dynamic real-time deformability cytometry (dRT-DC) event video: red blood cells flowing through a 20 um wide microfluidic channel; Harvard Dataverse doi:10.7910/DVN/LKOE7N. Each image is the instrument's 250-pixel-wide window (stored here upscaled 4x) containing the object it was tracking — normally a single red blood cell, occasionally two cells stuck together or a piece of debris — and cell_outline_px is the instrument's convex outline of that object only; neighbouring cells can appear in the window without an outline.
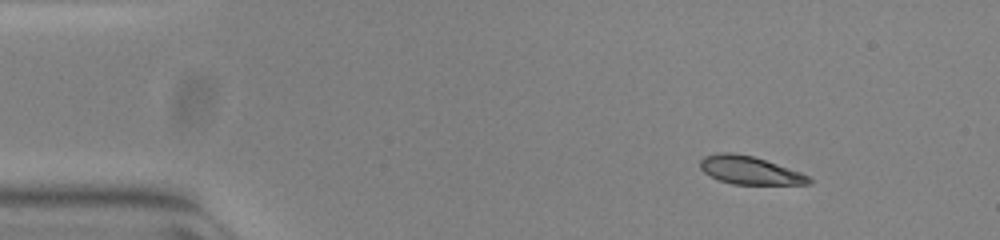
{"species": "common noctule bat (a hibernating species)", "species_latin": "Nyctalus noctula", "temperature_condition": "warm", "stored_images_in_passage": 48, "camera_frame_rate_fps": 3000, "um_per_image_px": 0.085, "animal": {"sex": "female", "body_mass_g": 23.0, "forearm_length_mm": 53.4}, "frame": {"image": 1, "passage_image": 1, "time_ms": 0.0, "image_size_px": [1000, 240], "cell_outline_px": [[812, 184], [732, 184], [720, 180], [704, 172], [700, 168], [700, 160], [704, 156], [716, 152], [732, 152], [752, 156], [800, 172], [808, 176], [812, 180]], "centroid_in_image_um": [63.69, 14.47], "position_along_channel_um": 21.3, "area_um2": 17.57}}
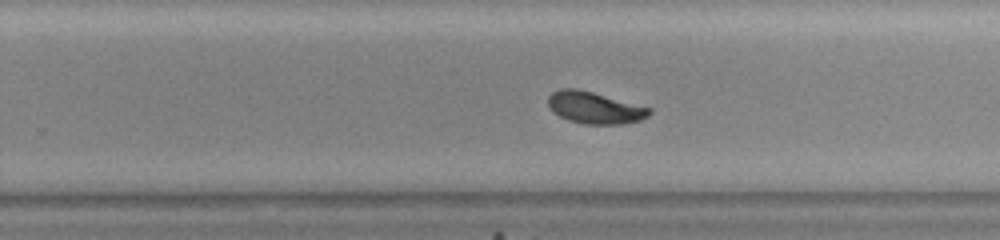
{"frame": {"image": 2, "passage_image": 28, "time_ms": 9.0, "image_size_px": [1000, 240], "cell_outline_px": [[652, 112], [648, 116], [640, 120], [620, 124], [584, 124], [568, 120], [552, 112], [548, 104], [548, 96], [552, 92], [560, 88], [576, 88], [592, 92], [652, 108]], "centroid_in_image_um": [50.53, 9.15], "position_along_channel_um": 279.3, "area_um2": 18.79}}
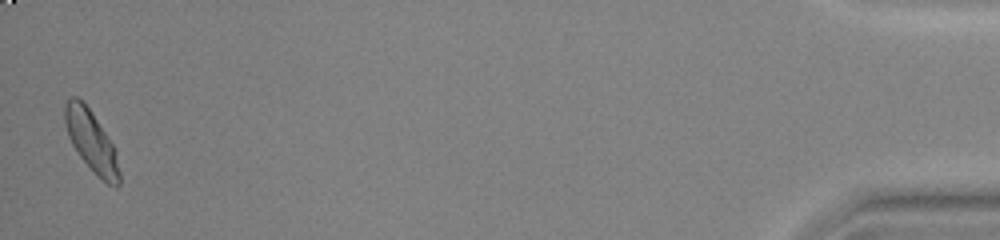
{"frame": {"image": 3, "passage_image": 47, "time_ms": 15.333, "image_size_px": [1000, 240], "cell_outline_px": [[120, 184], [116, 188], [108, 184], [80, 156], [72, 144], [68, 136], [64, 124], [64, 104], [72, 96], [76, 96], [88, 108], [112, 144], [116, 152], [120, 172]], "centroid_in_image_um": [7.75, 12.0], "position_along_channel_um": 427.4, "area_um2": 18.79}, "authors_computed_cell_mechanics": {"area_um2": 18.6983, "velocity_mm_per_s": 3.8298, "shape_relaxation_time_tau1_ms": 6.8027, "shape_relaxation_time_tau2_ms": 1.3697, "deformation_change_tau1": 0.2388, "deformation_change_tau2": 0.0403}}